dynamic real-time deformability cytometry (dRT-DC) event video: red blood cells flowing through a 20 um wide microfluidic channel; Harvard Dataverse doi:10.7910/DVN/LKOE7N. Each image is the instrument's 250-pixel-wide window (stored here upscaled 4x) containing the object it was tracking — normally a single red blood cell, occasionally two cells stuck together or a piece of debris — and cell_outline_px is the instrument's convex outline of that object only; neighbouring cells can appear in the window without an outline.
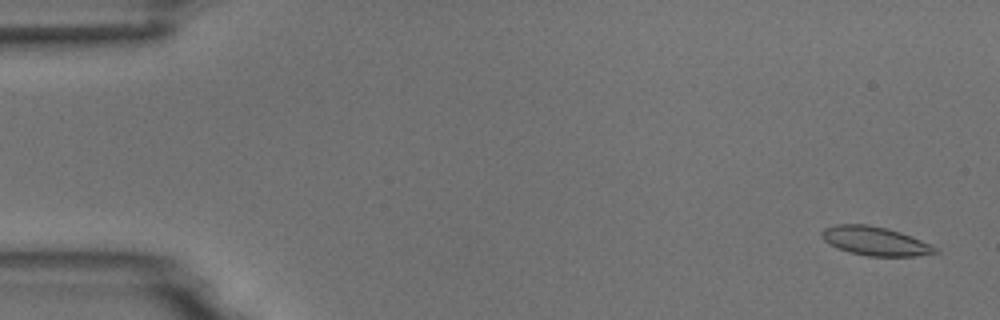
{"species": "common noctule bat (a hibernating species)", "species_latin": "Nyctalus noctula", "temperature_condition": "room temperature", "stored_images_in_passage": 4, "camera_frame_rate_fps": 3000, "um_per_image_px": 0.085, "animal": {"sex": "male", "body_mass_g": 18.8}, "frame": {"image": 1, "passage_image": 1, "time_ms": 0.0, "image_size_px": [1000, 320], "cell_outline_px": [[940, 252], [916, 256], [868, 256], [848, 252], [828, 244], [820, 236], [820, 232], [824, 228], [836, 224], [868, 224], [888, 228], [900, 232], [940, 248]], "centroid_in_image_um": [74.37, 20.49], "position_along_channel_um": 10.6, "area_um2": 19.25}}